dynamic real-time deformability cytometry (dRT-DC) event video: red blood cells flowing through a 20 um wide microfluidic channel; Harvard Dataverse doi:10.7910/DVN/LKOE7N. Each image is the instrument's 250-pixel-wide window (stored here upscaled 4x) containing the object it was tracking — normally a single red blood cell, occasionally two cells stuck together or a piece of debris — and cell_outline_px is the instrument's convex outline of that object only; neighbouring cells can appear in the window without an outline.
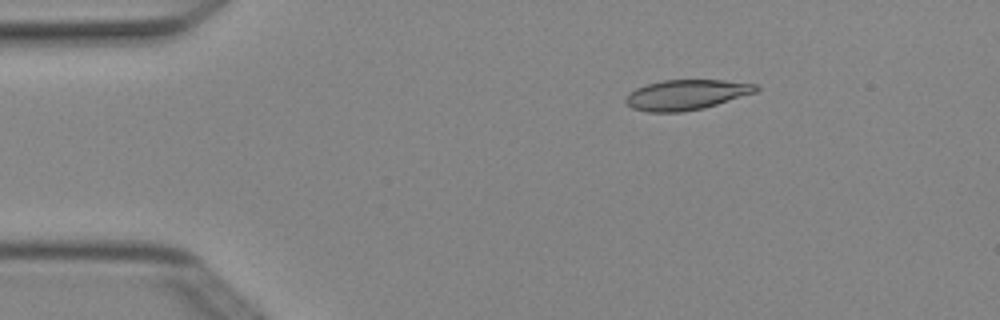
{"species": "Egyptian fruit bat (a non-hibernating species)", "species_latin": "Rousettus aegyptiacus", "temperature_condition": "cold", "stored_images_in_passage": 5, "camera_frame_rate_fps": 3000, "um_per_image_px": 0.085, "animal": {"sex": "female"}, "frame": {"image": 1, "passage_image": 1, "time_ms": 0.0, "image_size_px": [1000, 320], "cell_outline_px": [[760, 88], [756, 92], [704, 108], [684, 112], [648, 112], [632, 108], [624, 104], [624, 100], [628, 92], [636, 88], [648, 84], [664, 80], [724, 80], [756, 84]], "centroid_in_image_um": [58.3, 8.06], "position_along_channel_um": 26.7, "area_um2": 23.0}}
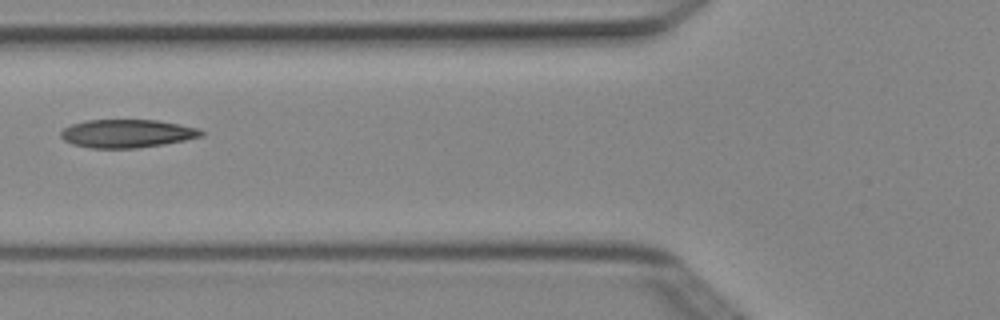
{"frame": {"image": 2, "passage_image": 4, "time_ms": 1.0, "image_size_px": [1000, 320], "cell_outline_px": [[204, 136], [164, 144], [136, 148], [88, 148], [72, 144], [64, 140], [60, 136], [60, 132], [64, 128], [72, 124], [88, 120], [156, 120], [180, 124], [200, 128], [204, 132]], "centroid_in_image_um": [10.81, 11.35], "position_along_channel_um": 115.0, "area_um2": 23.18}}
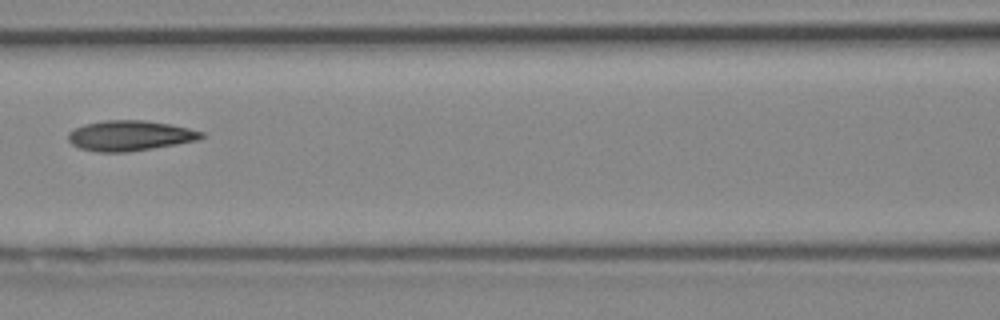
{"frame": {"image": 3, "passage_image": 5, "time_ms": 1.333, "image_size_px": [1000, 320], "cell_outline_px": [[204, 136], [200, 140], [128, 152], [96, 152], [80, 148], [72, 144], [68, 140], [68, 132], [84, 124], [104, 120], [144, 120], [168, 124], [188, 128], [204, 132]], "centroid_in_image_um": [11.03, 11.53], "position_along_channel_um": 155.6, "area_um2": 23.47}}